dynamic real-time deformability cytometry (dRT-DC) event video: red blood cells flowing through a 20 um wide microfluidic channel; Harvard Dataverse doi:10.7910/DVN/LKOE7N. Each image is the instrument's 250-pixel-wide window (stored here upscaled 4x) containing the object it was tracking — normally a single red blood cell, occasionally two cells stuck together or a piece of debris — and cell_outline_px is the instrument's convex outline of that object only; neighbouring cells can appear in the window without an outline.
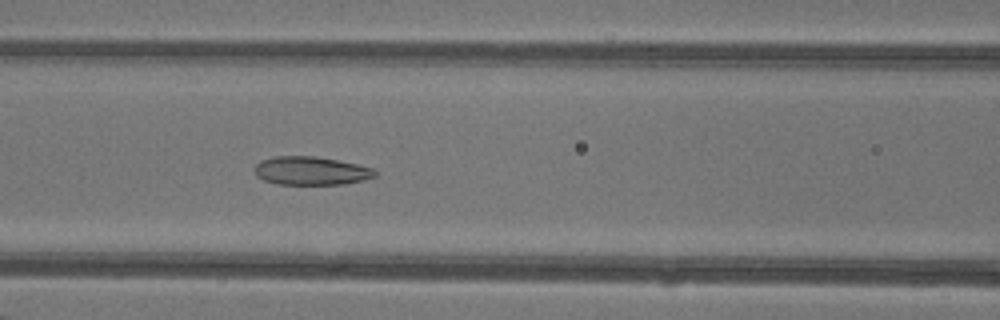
{"species": "common noctule bat (a hibernating species)", "species_latin": "Nyctalus noctula", "temperature_condition": "warm", "stored_images_in_passage": 49, "camera_frame_rate_fps": 3000, "um_per_image_px": 0.085, "animal": {"sex": "female"}, "frame": {"image": 1, "passage_image": 21, "time_ms": 6.667, "image_size_px": [1000, 320], "cell_outline_px": [[376, 176], [364, 180], [344, 184], [276, 184], [264, 180], [256, 176], [256, 164], [260, 160], [276, 156], [316, 156], [356, 164], [372, 168], [376, 172]], "centroid_in_image_um": [26.43, 14.52], "position_along_channel_um": 140.2, "area_um2": 19.83}}
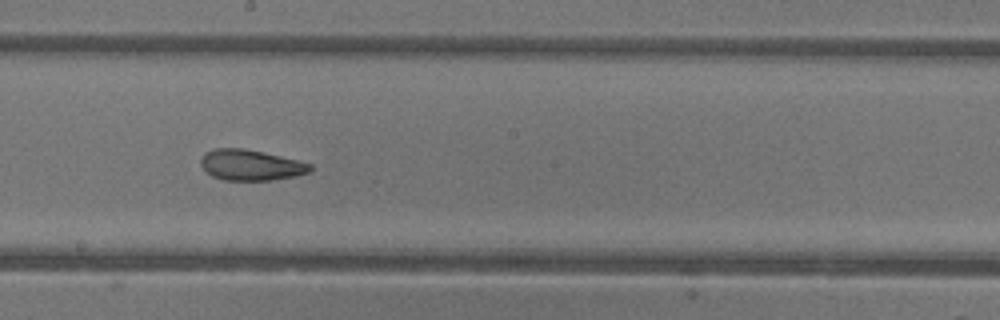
{"frame": {"image": 2, "passage_image": 27, "time_ms": 8.667, "image_size_px": [1000, 320], "cell_outline_px": [[312, 172], [296, 176], [272, 180], [224, 180], [212, 176], [200, 164], [200, 160], [204, 152], [216, 148], [244, 148], [264, 152], [312, 164]], "centroid_in_image_um": [21.32, 14.03], "position_along_channel_um": 226.9, "area_um2": 19.65}}
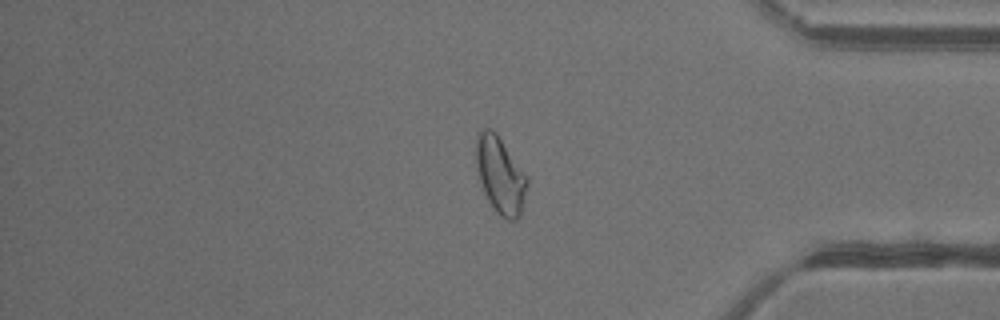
{"frame": {"image": 3, "passage_image": 40, "time_ms": 13.0, "image_size_px": [1000, 320], "cell_outline_px": [[528, 184], [520, 216], [516, 220], [508, 220], [500, 216], [496, 212], [488, 200], [480, 184], [476, 168], [476, 136], [480, 128], [488, 128], [496, 132], [528, 176]], "centroid_in_image_um": [42.52, 14.87], "position_along_channel_um": 392.7, "area_um2": 23.12}, "authors_computed_cell_mechanics": {"area_um2": 23.5246, "velocity_mm_per_s": 4.3357, "shape_relaxation_time_tau1_ms": null, "shape_relaxation_time_tau2_ms": 1.7994, "deformation_change_tau1": null, "deformation_change_tau2": 0.0894}}